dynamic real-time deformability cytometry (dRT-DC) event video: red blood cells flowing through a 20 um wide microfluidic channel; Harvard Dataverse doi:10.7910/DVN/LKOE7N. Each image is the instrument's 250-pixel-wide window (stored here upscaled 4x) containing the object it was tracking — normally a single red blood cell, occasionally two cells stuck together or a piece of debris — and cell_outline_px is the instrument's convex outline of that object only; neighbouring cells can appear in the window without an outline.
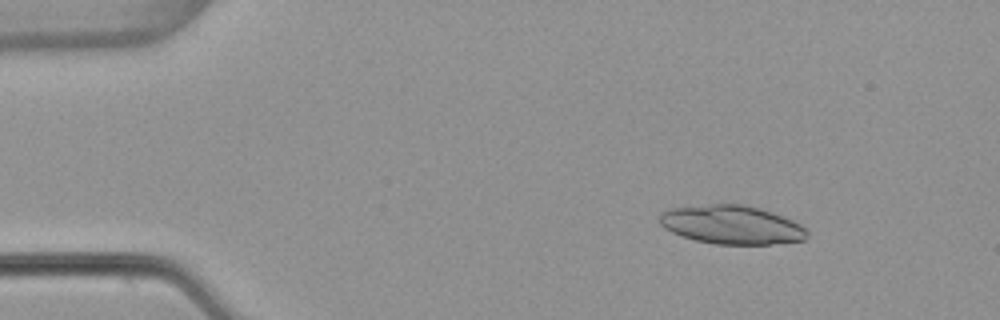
{"species": "common noctule bat (a hibernating species)", "species_latin": "Nyctalus noctula", "temperature_condition": "warm", "stored_images_in_passage": 51, "camera_frame_rate_fps": 3000, "um_per_image_px": 0.085, "animal": {"sex": "female", "body_mass_g": 22.7, "forearm_length_mm": 54.2}, "frame": {"image": 1, "passage_image": 6, "time_ms": 1.667, "image_size_px": [1000, 320], "cell_outline_px": [[808, 236], [804, 240], [768, 244], [716, 244], [696, 240], [672, 232], [664, 228], [660, 224], [660, 212], [672, 208], [712, 204], [744, 204], [760, 208], [792, 220], [800, 224], [808, 232]], "centroid_in_image_um": [62.19, 19.1], "position_along_channel_um": 22.8, "area_um2": 33.0}}